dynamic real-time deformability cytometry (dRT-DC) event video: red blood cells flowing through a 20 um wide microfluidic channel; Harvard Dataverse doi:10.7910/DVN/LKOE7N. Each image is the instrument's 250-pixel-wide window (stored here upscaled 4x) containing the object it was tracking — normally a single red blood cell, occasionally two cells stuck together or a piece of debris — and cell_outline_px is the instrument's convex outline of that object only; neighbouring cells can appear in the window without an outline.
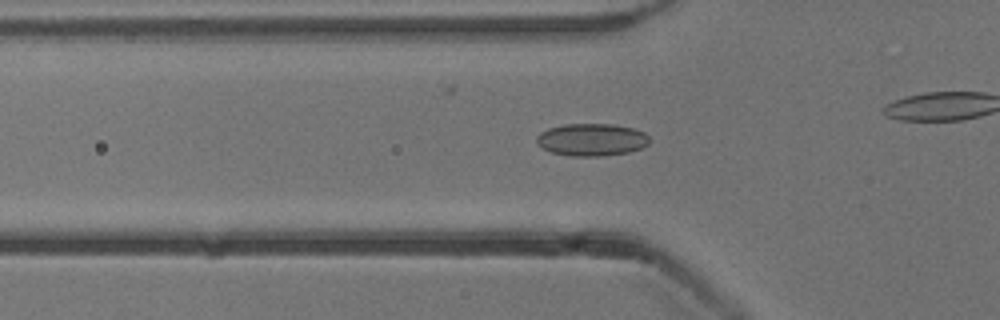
{"species": "common noctule bat (a hibernating species)", "species_latin": "Nyctalus noctula", "temperature_condition": "cold", "stored_images_in_passage": 35, "camera_frame_rate_fps": 3000, "um_per_image_px": 0.085, "animal": {"sex": "male", "body_mass_g": 13.3}, "frame": {"image": 1, "passage_image": 9, "time_ms": 2.667, "image_size_px": [1000, 320], "cell_outline_px": [[652, 140], [648, 144], [640, 148], [628, 152], [600, 156], [572, 156], [552, 152], [536, 144], [536, 136], [540, 132], [548, 128], [564, 124], [612, 124], [632, 128], [644, 132]], "centroid_in_image_um": [50.28, 11.86], "position_along_channel_um": 75.5, "area_um2": 21.33}}
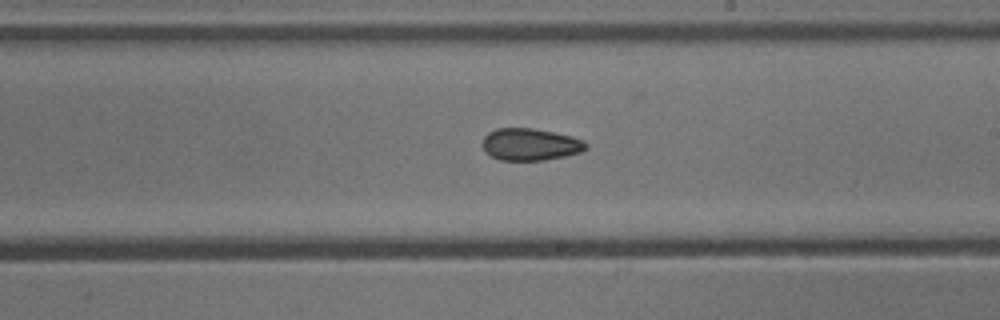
{"frame": {"image": 2, "passage_image": 22, "time_ms": 7.0, "image_size_px": [1000, 320], "cell_outline_px": [[588, 148], [580, 152], [564, 156], [544, 160], [500, 160], [484, 152], [480, 144], [484, 136], [488, 132], [496, 128], [532, 128], [572, 136], [584, 140], [588, 144]], "centroid_in_image_um": [45.04, 12.27], "position_along_channel_um": 244.0, "area_um2": 19.54}}
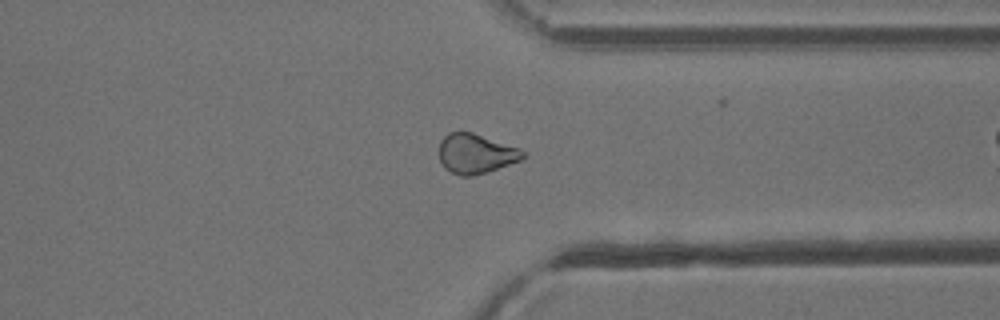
{"frame": {"image": 3, "passage_image": 32, "time_ms": 10.333, "image_size_px": [1000, 320], "cell_outline_px": [[524, 156], [520, 160], [472, 176], [460, 176], [444, 168], [440, 160], [440, 140], [448, 132], [472, 132], [520, 148], [524, 152]], "centroid_in_image_um": [40.41, 13.05], "position_along_channel_um": 371.0, "area_um2": 19.07}}